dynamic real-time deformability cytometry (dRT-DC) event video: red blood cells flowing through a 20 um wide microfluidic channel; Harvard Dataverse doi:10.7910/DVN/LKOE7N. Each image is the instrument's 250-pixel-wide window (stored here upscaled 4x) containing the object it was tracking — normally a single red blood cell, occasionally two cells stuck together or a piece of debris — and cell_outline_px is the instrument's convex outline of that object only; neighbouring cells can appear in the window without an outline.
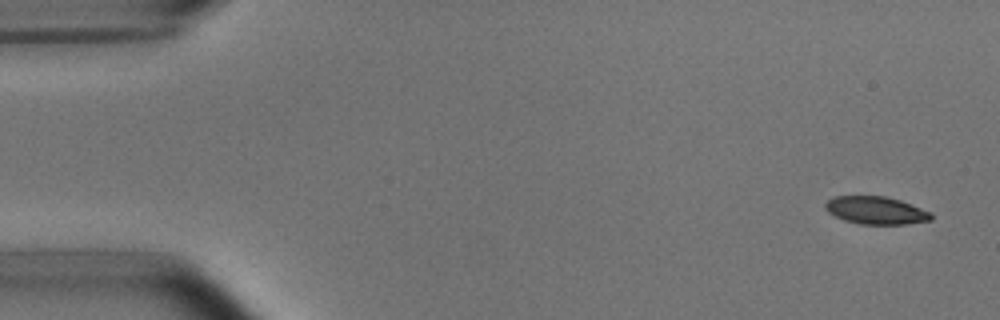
{"species": "common noctule bat (a hibernating species)", "species_latin": "Nyctalus noctula", "temperature_condition": "room temperature", "stored_images_in_passage": 7, "camera_frame_rate_fps": 3000, "um_per_image_px": 0.085, "animal": {"sex": "male", "body_mass_g": 15.6}, "frame": {"image": 1, "passage_image": 1, "time_ms": 0.0, "image_size_px": [1000, 320], "cell_outline_px": [[932, 220], [904, 224], [860, 224], [844, 220], [828, 212], [824, 208], [824, 204], [832, 196], [884, 196], [900, 200], [932, 212]], "centroid_in_image_um": [74.44, 17.88], "position_along_channel_um": 10.6, "area_um2": 17.11}}
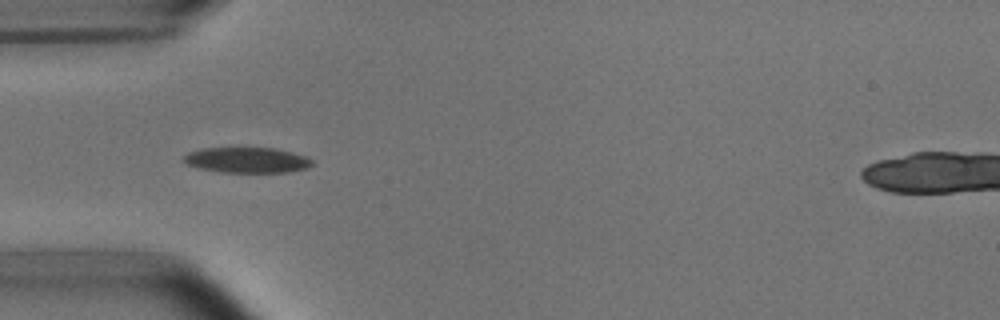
{"frame": {"image": 2, "passage_image": 5, "time_ms": 4.667, "image_size_px": [1000, 320], "cell_outline_px": [[312, 164], [308, 168], [288, 172], [224, 172], [200, 168], [188, 164], [184, 160], [184, 156], [188, 152], [200, 148], [276, 148], [292, 152], [304, 156], [312, 160]], "centroid_in_image_um": [21.01, 13.6], "position_along_channel_um": 64.0, "area_um2": 18.9}}
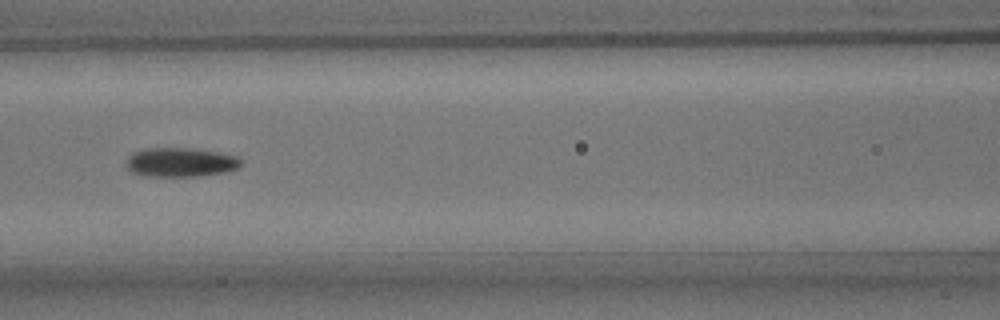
{"frame": {"image": 3, "passage_image": 7, "time_ms": 7.0, "image_size_px": [1000, 320], "cell_outline_px": [[240, 168], [224, 172], [200, 176], [144, 176], [132, 172], [128, 168], [128, 156], [132, 152], [148, 148], [188, 148], [216, 152], [236, 156], [240, 160]], "centroid_in_image_um": [15.33, 13.8], "position_along_channel_um": 151.3, "area_um2": 19.31}}